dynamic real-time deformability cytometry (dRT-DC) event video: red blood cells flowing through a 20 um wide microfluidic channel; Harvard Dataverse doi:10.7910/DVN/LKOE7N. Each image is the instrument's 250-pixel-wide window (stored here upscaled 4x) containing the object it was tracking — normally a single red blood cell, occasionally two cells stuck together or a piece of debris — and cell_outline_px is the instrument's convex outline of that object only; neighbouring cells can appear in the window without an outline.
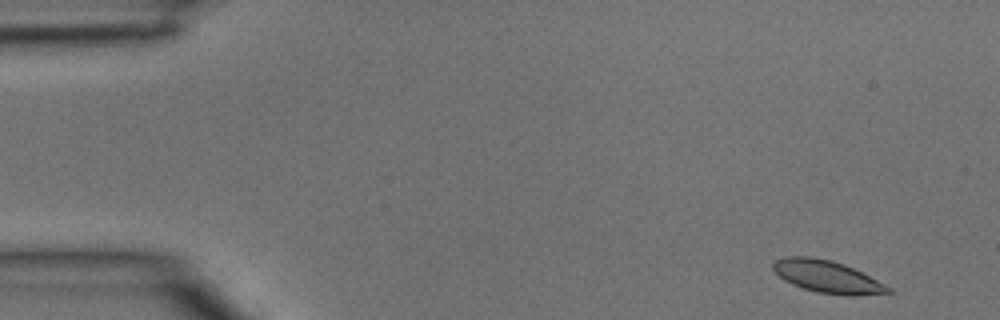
{"species": "common noctule bat (a hibernating species)", "species_latin": "Nyctalus noctula", "temperature_condition": "room temperature", "stored_images_in_passage": 39, "camera_frame_rate_fps": 3000, "um_per_image_px": 0.085, "animal": {"sex": "male", "body_mass_g": 15.6}, "frame": {"image": 1, "passage_image": 2, "time_ms": 0.333, "image_size_px": [1000, 320], "cell_outline_px": [[892, 292], [852, 296], [848, 296], [816, 292], [792, 284], [784, 280], [772, 268], [772, 264], [776, 260], [784, 256], [812, 256], [832, 260], [844, 264], [892, 288]], "centroid_in_image_um": [70.28, 23.51], "position_along_channel_um": 14.7, "area_um2": 21.5}}
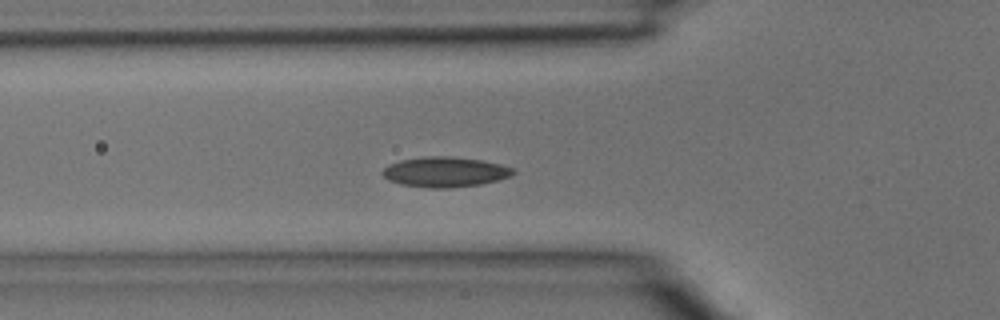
{"frame": {"image": 2, "passage_image": 13, "time_ms": 4.0, "image_size_px": [1000, 320], "cell_outline_px": [[516, 172], [512, 176], [480, 184], [448, 188], [428, 188], [400, 184], [388, 180], [380, 172], [388, 164], [400, 160], [424, 156], [456, 156], [480, 160], [500, 164], [512, 168]], "centroid_in_image_um": [37.79, 14.61], "position_along_channel_um": 88.0, "area_um2": 23.06}}
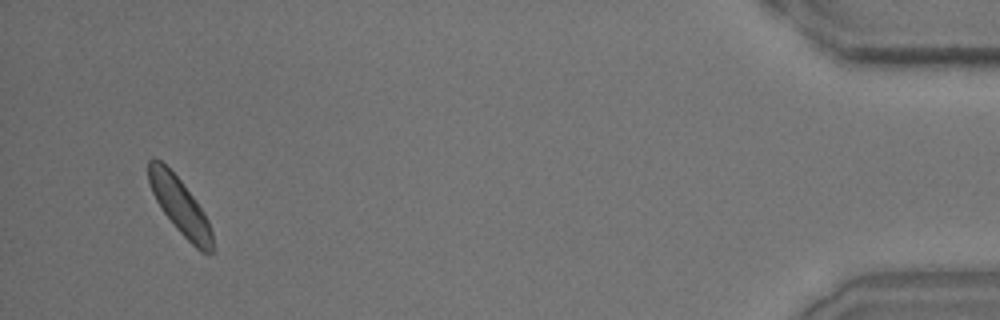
{"frame": {"image": 3, "passage_image": 38, "time_ms": 12.333, "image_size_px": [1000, 320], "cell_outline_px": [[216, 252], [200, 252], [176, 228], [164, 212], [156, 200], [152, 192], [148, 180], [148, 160], [152, 156], [160, 160], [180, 180], [196, 200], [208, 220], [212, 232]], "centroid_in_image_um": [15.31, 17.53], "position_along_channel_um": 419.9, "area_um2": 20.81}}